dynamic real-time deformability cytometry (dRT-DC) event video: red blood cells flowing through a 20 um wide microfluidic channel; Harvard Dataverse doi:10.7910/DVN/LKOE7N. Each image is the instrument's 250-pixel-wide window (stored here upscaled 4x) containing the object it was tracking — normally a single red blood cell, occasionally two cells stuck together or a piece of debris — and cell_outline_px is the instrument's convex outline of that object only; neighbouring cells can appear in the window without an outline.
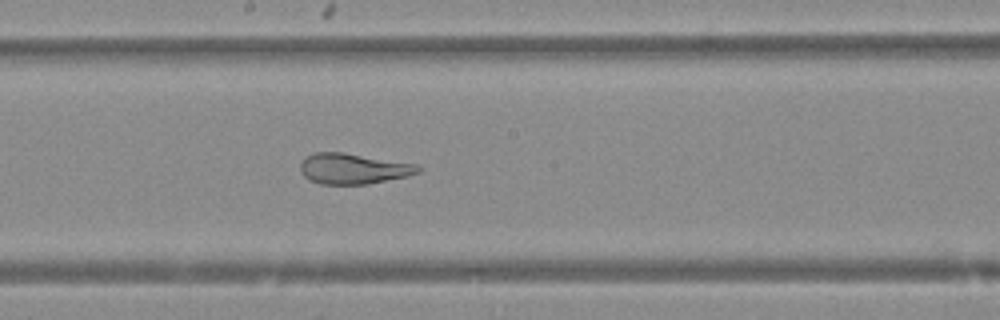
{"species": "Egyptian fruit bat (a non-hibernating species)", "species_latin": "Rousettus aegyptiacus", "temperature_condition": "warm", "stored_images_in_passage": 48, "camera_frame_rate_fps": 3000, "um_per_image_px": 0.085, "animal": {"sex": "female"}, "frame": {"image": 1, "passage_image": 26, "time_ms": 8.333, "image_size_px": [1000, 320], "cell_outline_px": [[420, 172], [408, 176], [368, 184], [320, 184], [308, 180], [300, 172], [300, 164], [308, 156], [316, 152], [344, 152], [416, 164], [420, 168]], "centroid_in_image_um": [30.02, 14.34], "position_along_channel_um": 218.2, "area_um2": 20.98}}
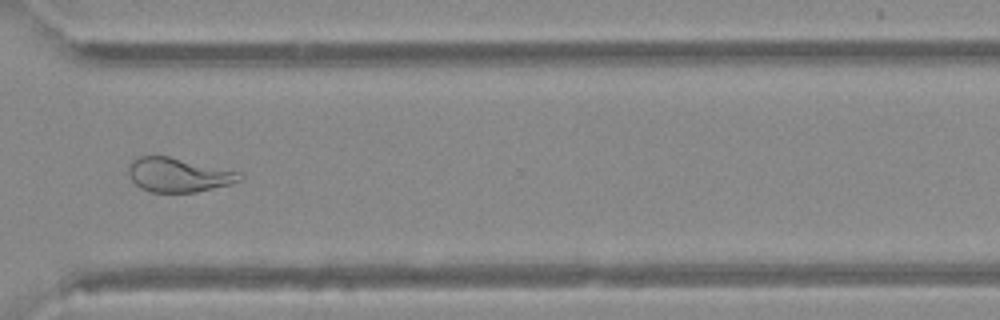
{"frame": {"image": 2, "passage_image": 36, "time_ms": 11.667, "image_size_px": [1000, 320], "cell_outline_px": [[244, 176], [240, 180], [232, 184], [196, 192], [152, 192], [140, 188], [132, 180], [128, 172], [128, 164], [136, 156], [168, 156], [240, 172]], "centroid_in_image_um": [15.15, 14.86], "position_along_channel_um": 355.4, "area_um2": 22.14}}
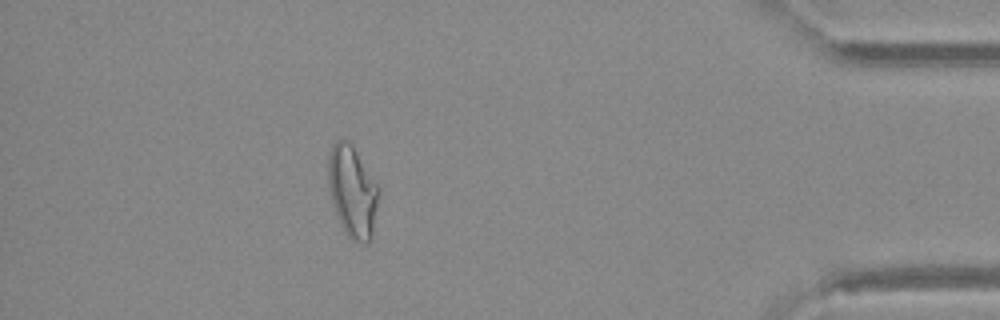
{"frame": {"image": 3, "passage_image": 43, "time_ms": 14.0, "image_size_px": [1000, 320], "cell_outline_px": [[380, 196], [372, 240], [368, 244], [360, 244], [352, 240], [344, 232], [336, 216], [328, 188], [328, 156], [332, 144], [336, 140], [348, 140], [380, 188]], "centroid_in_image_um": [29.97, 16.35], "position_along_channel_um": 405.2, "area_um2": 27.46}}